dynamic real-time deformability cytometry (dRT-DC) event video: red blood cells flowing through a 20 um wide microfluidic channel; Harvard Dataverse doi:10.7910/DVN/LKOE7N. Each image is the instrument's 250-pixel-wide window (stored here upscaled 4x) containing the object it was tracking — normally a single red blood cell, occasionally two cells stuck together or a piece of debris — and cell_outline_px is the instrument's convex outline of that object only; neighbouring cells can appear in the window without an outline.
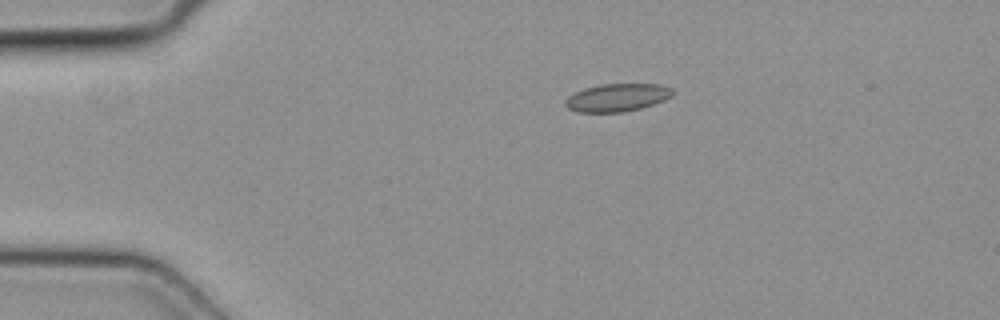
{"species": "common noctule bat (a hibernating species)", "species_latin": "Nyctalus noctula", "temperature_condition": "cold", "stored_images_in_passage": 4, "camera_frame_rate_fps": 3000, "um_per_image_px": 0.085, "animal": {"sex": "female", "body_mass_g": 19.3, "forearm_length_mm": 54.1}, "frame": {"image": 1, "passage_image": 4, "time_ms": 1.0, "image_size_px": [1000, 320], "cell_outline_px": [[676, 92], [672, 96], [664, 100], [640, 108], [624, 112], [576, 112], [568, 108], [564, 104], [564, 100], [568, 96], [584, 88], [600, 84], [660, 84], [672, 88]], "centroid_in_image_um": [52.46, 8.29], "position_along_channel_um": 32.5, "area_um2": 17.51}}